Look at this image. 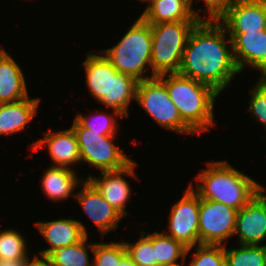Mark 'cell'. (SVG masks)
<instances>
[{
	"label": "cell",
	"instance_id": "6da1fadb",
	"mask_svg": "<svg viewBox=\"0 0 266 266\" xmlns=\"http://www.w3.org/2000/svg\"><path fill=\"white\" fill-rule=\"evenodd\" d=\"M220 22L199 21L189 34L178 74L206 84L219 94L239 72L232 40ZM229 44V45H228Z\"/></svg>",
	"mask_w": 266,
	"mask_h": 266
},
{
	"label": "cell",
	"instance_id": "7a4b0ae2",
	"mask_svg": "<svg viewBox=\"0 0 266 266\" xmlns=\"http://www.w3.org/2000/svg\"><path fill=\"white\" fill-rule=\"evenodd\" d=\"M196 178L199 184L195 192L200 199L224 203L237 211L264 188L227 161L208 162L207 169Z\"/></svg>",
	"mask_w": 266,
	"mask_h": 266
},
{
	"label": "cell",
	"instance_id": "3957f363",
	"mask_svg": "<svg viewBox=\"0 0 266 266\" xmlns=\"http://www.w3.org/2000/svg\"><path fill=\"white\" fill-rule=\"evenodd\" d=\"M82 65L85 67L87 89L97 102L129 118L127 108L132 99L136 100L139 81L118 72L102 54L87 52Z\"/></svg>",
	"mask_w": 266,
	"mask_h": 266
},
{
	"label": "cell",
	"instance_id": "277c9868",
	"mask_svg": "<svg viewBox=\"0 0 266 266\" xmlns=\"http://www.w3.org/2000/svg\"><path fill=\"white\" fill-rule=\"evenodd\" d=\"M158 77L165 83L169 97L183 122L194 133L200 135L201 132L208 131V127H214L213 107L219 96L218 92L178 73L162 74Z\"/></svg>",
	"mask_w": 266,
	"mask_h": 266
},
{
	"label": "cell",
	"instance_id": "5b68a950",
	"mask_svg": "<svg viewBox=\"0 0 266 266\" xmlns=\"http://www.w3.org/2000/svg\"><path fill=\"white\" fill-rule=\"evenodd\" d=\"M151 46V24L139 17L118 44L100 52L118 72L143 81L155 77L146 76V73L144 76V72L151 67ZM147 64L149 66L145 69Z\"/></svg>",
	"mask_w": 266,
	"mask_h": 266
},
{
	"label": "cell",
	"instance_id": "8992f818",
	"mask_svg": "<svg viewBox=\"0 0 266 266\" xmlns=\"http://www.w3.org/2000/svg\"><path fill=\"white\" fill-rule=\"evenodd\" d=\"M199 21L151 24L152 76L178 73L190 32Z\"/></svg>",
	"mask_w": 266,
	"mask_h": 266
},
{
	"label": "cell",
	"instance_id": "52a82bcc",
	"mask_svg": "<svg viewBox=\"0 0 266 266\" xmlns=\"http://www.w3.org/2000/svg\"><path fill=\"white\" fill-rule=\"evenodd\" d=\"M71 128L77 138L81 162L104 172L122 169L132 161L115 146L116 135H100V132L84 128L75 118Z\"/></svg>",
	"mask_w": 266,
	"mask_h": 266
},
{
	"label": "cell",
	"instance_id": "ba28073f",
	"mask_svg": "<svg viewBox=\"0 0 266 266\" xmlns=\"http://www.w3.org/2000/svg\"><path fill=\"white\" fill-rule=\"evenodd\" d=\"M135 101L160 126L180 134H195L183 122L169 97L165 83L158 76L138 82Z\"/></svg>",
	"mask_w": 266,
	"mask_h": 266
},
{
	"label": "cell",
	"instance_id": "9c48e42d",
	"mask_svg": "<svg viewBox=\"0 0 266 266\" xmlns=\"http://www.w3.org/2000/svg\"><path fill=\"white\" fill-rule=\"evenodd\" d=\"M238 211L224 203L199 197V244L225 245L234 234Z\"/></svg>",
	"mask_w": 266,
	"mask_h": 266
},
{
	"label": "cell",
	"instance_id": "30bf717a",
	"mask_svg": "<svg viewBox=\"0 0 266 266\" xmlns=\"http://www.w3.org/2000/svg\"><path fill=\"white\" fill-rule=\"evenodd\" d=\"M183 193V197L171 206L167 225L169 232L167 229L163 232L181 242L190 252L194 246L199 245V195L192 182Z\"/></svg>",
	"mask_w": 266,
	"mask_h": 266
},
{
	"label": "cell",
	"instance_id": "8fae6325",
	"mask_svg": "<svg viewBox=\"0 0 266 266\" xmlns=\"http://www.w3.org/2000/svg\"><path fill=\"white\" fill-rule=\"evenodd\" d=\"M265 188L242 207L236 218L233 235H238L239 245H260L266 239V195Z\"/></svg>",
	"mask_w": 266,
	"mask_h": 266
},
{
	"label": "cell",
	"instance_id": "7c38bea8",
	"mask_svg": "<svg viewBox=\"0 0 266 266\" xmlns=\"http://www.w3.org/2000/svg\"><path fill=\"white\" fill-rule=\"evenodd\" d=\"M136 165L132 160L122 169L101 172L102 177L89 174L86 178L123 217L127 215L125 207L131 196V188L123 176L137 177L134 171Z\"/></svg>",
	"mask_w": 266,
	"mask_h": 266
},
{
	"label": "cell",
	"instance_id": "4fadbf2b",
	"mask_svg": "<svg viewBox=\"0 0 266 266\" xmlns=\"http://www.w3.org/2000/svg\"><path fill=\"white\" fill-rule=\"evenodd\" d=\"M228 34L239 72L249 65L262 73L260 77L266 78V30Z\"/></svg>",
	"mask_w": 266,
	"mask_h": 266
},
{
	"label": "cell",
	"instance_id": "5bb4252c",
	"mask_svg": "<svg viewBox=\"0 0 266 266\" xmlns=\"http://www.w3.org/2000/svg\"><path fill=\"white\" fill-rule=\"evenodd\" d=\"M227 33H246L266 30L265 0H236L219 21Z\"/></svg>",
	"mask_w": 266,
	"mask_h": 266
},
{
	"label": "cell",
	"instance_id": "9a60e30c",
	"mask_svg": "<svg viewBox=\"0 0 266 266\" xmlns=\"http://www.w3.org/2000/svg\"><path fill=\"white\" fill-rule=\"evenodd\" d=\"M80 185L82 189L77 192L75 199L104 237L106 233L118 227L123 216L101 196L87 179H84Z\"/></svg>",
	"mask_w": 266,
	"mask_h": 266
},
{
	"label": "cell",
	"instance_id": "2e32d148",
	"mask_svg": "<svg viewBox=\"0 0 266 266\" xmlns=\"http://www.w3.org/2000/svg\"><path fill=\"white\" fill-rule=\"evenodd\" d=\"M47 145L46 149L49 150V155L53 160L52 166L58 167H73V164L81 162V155L79 146L77 143L76 135L73 129H65L63 131L53 132L48 131L45 133V137L38 139L32 144V150L39 151V148Z\"/></svg>",
	"mask_w": 266,
	"mask_h": 266
},
{
	"label": "cell",
	"instance_id": "e0dca14e",
	"mask_svg": "<svg viewBox=\"0 0 266 266\" xmlns=\"http://www.w3.org/2000/svg\"><path fill=\"white\" fill-rule=\"evenodd\" d=\"M35 225L51 245L48 249L46 248L40 252L39 256L41 258H46L51 252L59 248L76 244L88 236L85 226L80 221L68 218L36 222Z\"/></svg>",
	"mask_w": 266,
	"mask_h": 266
},
{
	"label": "cell",
	"instance_id": "ac0fdd59",
	"mask_svg": "<svg viewBox=\"0 0 266 266\" xmlns=\"http://www.w3.org/2000/svg\"><path fill=\"white\" fill-rule=\"evenodd\" d=\"M28 97L24 73L4 50L0 54V103H13Z\"/></svg>",
	"mask_w": 266,
	"mask_h": 266
},
{
	"label": "cell",
	"instance_id": "d6986e66",
	"mask_svg": "<svg viewBox=\"0 0 266 266\" xmlns=\"http://www.w3.org/2000/svg\"><path fill=\"white\" fill-rule=\"evenodd\" d=\"M41 98H26L0 104V135L23 131L36 114Z\"/></svg>",
	"mask_w": 266,
	"mask_h": 266
},
{
	"label": "cell",
	"instance_id": "ffe728a7",
	"mask_svg": "<svg viewBox=\"0 0 266 266\" xmlns=\"http://www.w3.org/2000/svg\"><path fill=\"white\" fill-rule=\"evenodd\" d=\"M140 18L148 24L199 21L192 12L189 0H154L147 5Z\"/></svg>",
	"mask_w": 266,
	"mask_h": 266
},
{
	"label": "cell",
	"instance_id": "44dd1931",
	"mask_svg": "<svg viewBox=\"0 0 266 266\" xmlns=\"http://www.w3.org/2000/svg\"><path fill=\"white\" fill-rule=\"evenodd\" d=\"M84 179H77V174L72 168L52 166L44 172L40 180L42 190L46 196L54 201H62L76 194H72L73 190L81 184ZM72 194V195H71Z\"/></svg>",
	"mask_w": 266,
	"mask_h": 266
},
{
	"label": "cell",
	"instance_id": "7402d4cb",
	"mask_svg": "<svg viewBox=\"0 0 266 266\" xmlns=\"http://www.w3.org/2000/svg\"><path fill=\"white\" fill-rule=\"evenodd\" d=\"M153 243L157 259V266H185V258L189 254L187 247L174 240L165 232L155 231L146 235ZM181 258L182 265L177 263Z\"/></svg>",
	"mask_w": 266,
	"mask_h": 266
},
{
	"label": "cell",
	"instance_id": "603a6c76",
	"mask_svg": "<svg viewBox=\"0 0 266 266\" xmlns=\"http://www.w3.org/2000/svg\"><path fill=\"white\" fill-rule=\"evenodd\" d=\"M88 236H86L82 241L59 248L51 252L45 259L52 266H90L93 262H90L87 249L93 252L94 244H88ZM88 244V245H86ZM88 246V248L86 247Z\"/></svg>",
	"mask_w": 266,
	"mask_h": 266
},
{
	"label": "cell",
	"instance_id": "cb8c5ba5",
	"mask_svg": "<svg viewBox=\"0 0 266 266\" xmlns=\"http://www.w3.org/2000/svg\"><path fill=\"white\" fill-rule=\"evenodd\" d=\"M225 266H266L264 245H240L227 249L225 245Z\"/></svg>",
	"mask_w": 266,
	"mask_h": 266
},
{
	"label": "cell",
	"instance_id": "d4e9b609",
	"mask_svg": "<svg viewBox=\"0 0 266 266\" xmlns=\"http://www.w3.org/2000/svg\"><path fill=\"white\" fill-rule=\"evenodd\" d=\"M0 260H30L25 238L16 230H0Z\"/></svg>",
	"mask_w": 266,
	"mask_h": 266
},
{
	"label": "cell",
	"instance_id": "484cf974",
	"mask_svg": "<svg viewBox=\"0 0 266 266\" xmlns=\"http://www.w3.org/2000/svg\"><path fill=\"white\" fill-rule=\"evenodd\" d=\"M124 118L117 110H114V116L111 114L98 113L84 117L82 113L76 115L75 119L87 129L94 132H100V135H117V117Z\"/></svg>",
	"mask_w": 266,
	"mask_h": 266
},
{
	"label": "cell",
	"instance_id": "4316f807",
	"mask_svg": "<svg viewBox=\"0 0 266 266\" xmlns=\"http://www.w3.org/2000/svg\"><path fill=\"white\" fill-rule=\"evenodd\" d=\"M142 236L136 243L124 242L127 254L137 266H157L155 248L152 241L140 231Z\"/></svg>",
	"mask_w": 266,
	"mask_h": 266
},
{
	"label": "cell",
	"instance_id": "83f0119b",
	"mask_svg": "<svg viewBox=\"0 0 266 266\" xmlns=\"http://www.w3.org/2000/svg\"><path fill=\"white\" fill-rule=\"evenodd\" d=\"M126 254L124 242L95 243L93 264L95 266H116Z\"/></svg>",
	"mask_w": 266,
	"mask_h": 266
},
{
	"label": "cell",
	"instance_id": "f1b7e54d",
	"mask_svg": "<svg viewBox=\"0 0 266 266\" xmlns=\"http://www.w3.org/2000/svg\"><path fill=\"white\" fill-rule=\"evenodd\" d=\"M189 266H225V245H196ZM186 266V265H185Z\"/></svg>",
	"mask_w": 266,
	"mask_h": 266
},
{
	"label": "cell",
	"instance_id": "f546056e",
	"mask_svg": "<svg viewBox=\"0 0 266 266\" xmlns=\"http://www.w3.org/2000/svg\"><path fill=\"white\" fill-rule=\"evenodd\" d=\"M251 97L248 112L256 117L266 127V78H259L255 86L250 89Z\"/></svg>",
	"mask_w": 266,
	"mask_h": 266
},
{
	"label": "cell",
	"instance_id": "4dcf8cb0",
	"mask_svg": "<svg viewBox=\"0 0 266 266\" xmlns=\"http://www.w3.org/2000/svg\"><path fill=\"white\" fill-rule=\"evenodd\" d=\"M205 1V11L208 12L207 18H203L199 16L196 10L193 9V0H189L190 7L192 9L193 14L195 15L196 19L199 21H212V22H219L228 12L230 7L236 0H203Z\"/></svg>",
	"mask_w": 266,
	"mask_h": 266
},
{
	"label": "cell",
	"instance_id": "1f68e13d",
	"mask_svg": "<svg viewBox=\"0 0 266 266\" xmlns=\"http://www.w3.org/2000/svg\"><path fill=\"white\" fill-rule=\"evenodd\" d=\"M27 263V266H52L45 258H39V256L35 255L34 258H31Z\"/></svg>",
	"mask_w": 266,
	"mask_h": 266
},
{
	"label": "cell",
	"instance_id": "d6a6232c",
	"mask_svg": "<svg viewBox=\"0 0 266 266\" xmlns=\"http://www.w3.org/2000/svg\"><path fill=\"white\" fill-rule=\"evenodd\" d=\"M30 260L21 261H10V260H0V266H27Z\"/></svg>",
	"mask_w": 266,
	"mask_h": 266
},
{
	"label": "cell",
	"instance_id": "836d02e7",
	"mask_svg": "<svg viewBox=\"0 0 266 266\" xmlns=\"http://www.w3.org/2000/svg\"><path fill=\"white\" fill-rule=\"evenodd\" d=\"M116 266H137L132 258L126 254L122 259L121 261L119 262V264H116Z\"/></svg>",
	"mask_w": 266,
	"mask_h": 266
},
{
	"label": "cell",
	"instance_id": "e575fe53",
	"mask_svg": "<svg viewBox=\"0 0 266 266\" xmlns=\"http://www.w3.org/2000/svg\"><path fill=\"white\" fill-rule=\"evenodd\" d=\"M139 1H144V2H147L148 1V3L150 4L154 0H139Z\"/></svg>",
	"mask_w": 266,
	"mask_h": 266
},
{
	"label": "cell",
	"instance_id": "d590c367",
	"mask_svg": "<svg viewBox=\"0 0 266 266\" xmlns=\"http://www.w3.org/2000/svg\"><path fill=\"white\" fill-rule=\"evenodd\" d=\"M4 50H5V49H1V48H0V54H1Z\"/></svg>",
	"mask_w": 266,
	"mask_h": 266
}]
</instances>
